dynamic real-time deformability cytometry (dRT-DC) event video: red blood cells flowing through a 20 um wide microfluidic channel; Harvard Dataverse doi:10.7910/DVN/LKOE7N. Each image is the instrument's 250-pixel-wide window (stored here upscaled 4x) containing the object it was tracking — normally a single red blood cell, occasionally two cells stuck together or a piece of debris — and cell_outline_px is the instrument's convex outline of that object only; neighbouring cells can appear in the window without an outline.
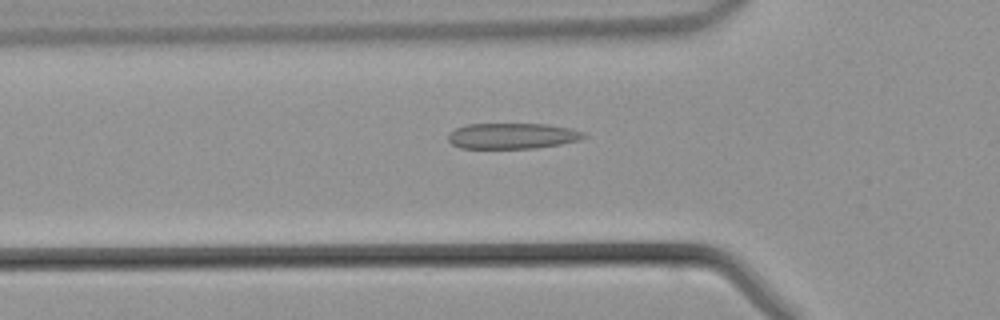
{"species": "common noctule bat (a hibernating species)", "species_latin": "Nyctalus noctula", "temperature_condition": "warm", "stored_images_in_passage": 35, "camera_frame_rate_fps": 3000, "um_per_image_px": 0.085, "animal": {"sex": "male", "body_mass_g": 21.5, "forearm_length_mm": 52.0}, "frame": {"image": 1, "passage_image": 5, "time_ms": 1.333, "image_size_px": [1000, 320], "cell_outline_px": [[588, 136], [580, 140], [560, 144], [536, 148], [460, 148], [452, 144], [448, 140], [448, 132], [456, 128], [468, 124], [548, 124], [572, 128], [588, 132]], "centroid_in_image_um": [43.6, 11.55], "position_along_channel_um": 82.2, "area_um2": 20.63}}
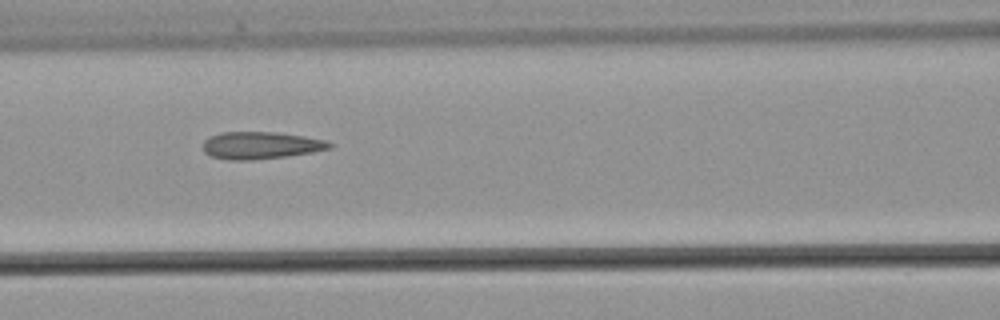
{"frame": {"image": 2, "passage_image": 9, "time_ms": 2.667, "image_size_px": [1000, 320], "cell_outline_px": [[336, 144], [332, 148], [312, 152], [284, 156], [252, 160], [228, 160], [212, 156], [204, 152], [204, 140], [220, 132], [276, 132], [304, 136], [328, 140]], "centroid_in_image_um": [22.22, 12.35], "position_along_channel_um": 144.4, "area_um2": 20.11}}
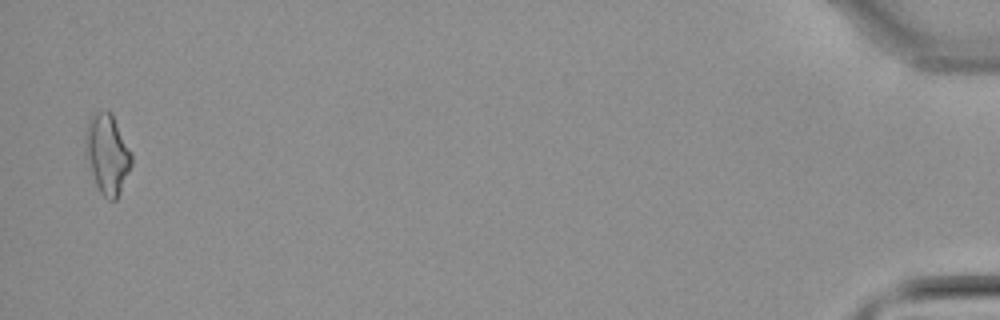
{"frame": {"image": 3, "passage_image": 34, "time_ms": 11.0, "image_size_px": [1000, 320], "cell_outline_px": [[132, 164], [120, 192], [116, 200], [108, 200], [100, 192], [96, 184], [84, 156], [84, 128], [92, 112], [112, 112], [132, 152]], "centroid_in_image_um": [9.09, 13.05], "position_along_channel_um": 426.1, "area_um2": 21.96}}